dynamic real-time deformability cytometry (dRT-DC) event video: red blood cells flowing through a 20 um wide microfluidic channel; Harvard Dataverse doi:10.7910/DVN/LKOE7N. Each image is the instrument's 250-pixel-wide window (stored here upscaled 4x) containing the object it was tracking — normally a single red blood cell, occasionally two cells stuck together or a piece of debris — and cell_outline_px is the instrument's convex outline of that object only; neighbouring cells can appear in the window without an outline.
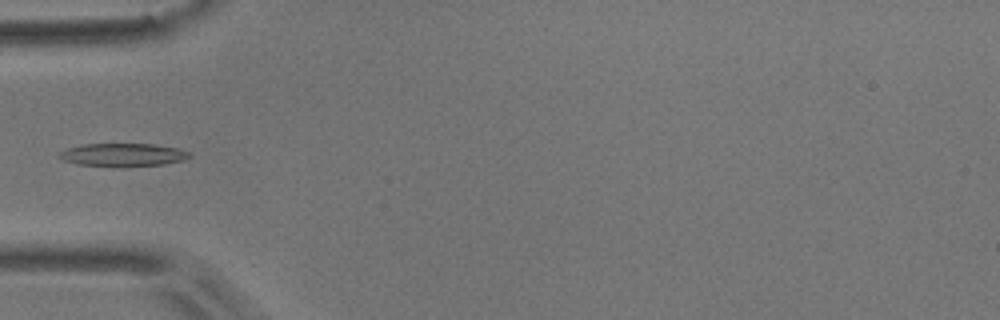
{"species": "common noctule bat (a hibernating species)", "species_latin": "Nyctalus noctula", "temperature_condition": "room temperature", "stored_images_in_passage": 4, "camera_frame_rate_fps": 3000, "um_per_image_px": 0.085, "animal": {"sex": "male", "body_mass_g": 17.9}, "frame": {"image": 1, "passage_image": 4, "time_ms": 1.0, "image_size_px": [1000, 320], "cell_outline_px": [[192, 156], [184, 160], [164, 164], [112, 168], [80, 164], [64, 160], [56, 156], [60, 152], [68, 148], [80, 144], [152, 144], [180, 148], [192, 152]], "centroid_in_image_um": [10.48, 13.17], "position_along_channel_um": 74.5, "area_um2": 17.92}}